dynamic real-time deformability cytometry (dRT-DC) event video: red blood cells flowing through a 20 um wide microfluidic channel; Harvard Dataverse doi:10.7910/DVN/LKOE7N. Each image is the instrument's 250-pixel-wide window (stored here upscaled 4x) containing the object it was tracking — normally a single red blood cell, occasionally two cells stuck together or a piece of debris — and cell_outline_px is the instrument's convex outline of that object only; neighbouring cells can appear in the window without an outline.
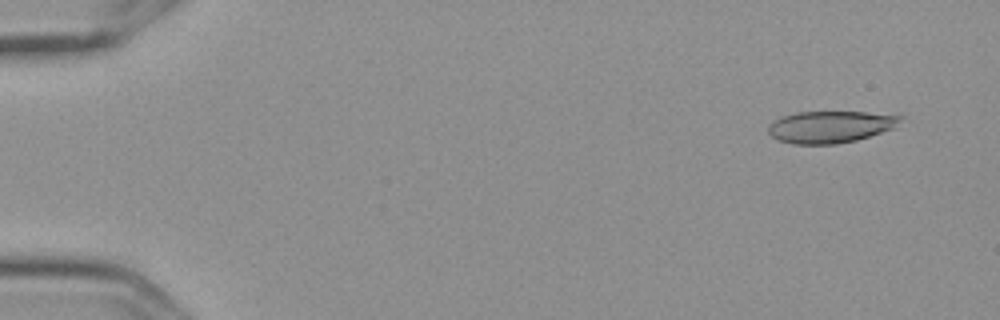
{"species": "Egyptian fruit bat (a non-hibernating species)", "species_latin": "Rousettus aegyptiacus", "temperature_condition": "cold", "stored_images_in_passage": 4, "camera_frame_rate_fps": 3000, "um_per_image_px": 0.085, "frame": {"image": 1, "passage_image": 1, "time_ms": 0.0, "image_size_px": [1000, 320], "cell_outline_px": [[904, 116], [892, 128], [856, 140], [836, 144], [792, 144], [780, 140], [772, 136], [768, 132], [768, 124], [772, 120], [780, 116], [796, 112], [864, 112]], "centroid_in_image_um": [70.5, 10.77], "position_along_channel_um": 14.5, "area_um2": 24.39}}
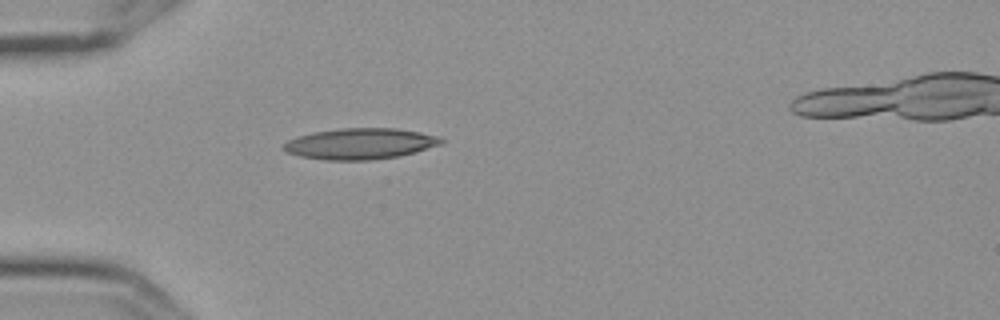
{"frame": {"image": 2, "passage_image": 4, "time_ms": 1.0, "image_size_px": [1000, 320], "cell_outline_px": [[444, 144], [416, 152], [400, 156], [372, 160], [324, 160], [300, 156], [288, 152], [284, 148], [284, 144], [288, 140], [296, 136], [312, 132], [344, 128], [396, 128], [420, 132], [440, 136], [444, 140]], "centroid_in_image_um": [30.67, 12.21], "position_along_channel_um": 54.3, "area_um2": 28.67}}